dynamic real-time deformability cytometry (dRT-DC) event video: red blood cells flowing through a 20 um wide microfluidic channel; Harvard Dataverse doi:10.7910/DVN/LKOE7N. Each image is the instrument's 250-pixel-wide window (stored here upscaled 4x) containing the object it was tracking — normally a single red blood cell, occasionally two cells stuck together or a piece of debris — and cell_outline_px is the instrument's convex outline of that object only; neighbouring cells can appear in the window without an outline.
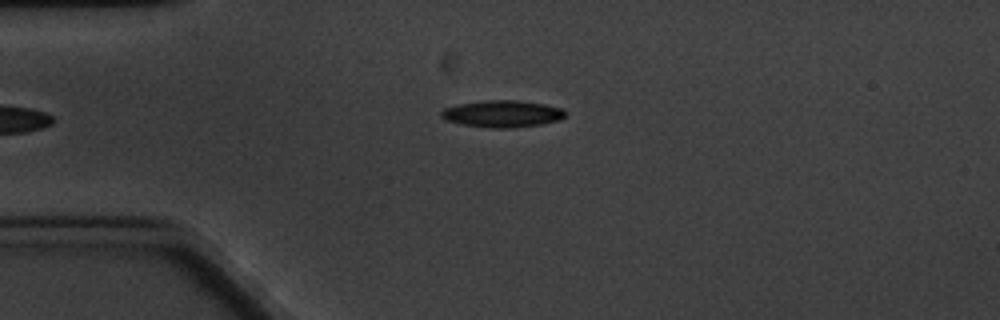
{"species": "common noctule bat (a hibernating species)", "species_latin": "Nyctalus noctula", "temperature_condition": "cold", "stored_images_in_passage": 6, "camera_frame_rate_fps": 3000, "um_per_image_px": 0.085, "animal": {"sex": "male", "body_mass_g": 20.1, "forearm_length_mm": 53.5}, "frame": {"image": 1, "passage_image": 6, "time_ms": 6.0, "image_size_px": [1000, 320], "cell_outline_px": [[564, 116], [560, 120], [540, 124], [512, 128], [488, 128], [460, 124], [444, 120], [440, 116], [440, 112], [444, 108], [456, 104], [484, 100], [520, 100], [544, 104], [564, 108]], "centroid_in_image_um": [42.65, 9.67], "position_along_channel_um": 42.3, "area_um2": 19.71}}